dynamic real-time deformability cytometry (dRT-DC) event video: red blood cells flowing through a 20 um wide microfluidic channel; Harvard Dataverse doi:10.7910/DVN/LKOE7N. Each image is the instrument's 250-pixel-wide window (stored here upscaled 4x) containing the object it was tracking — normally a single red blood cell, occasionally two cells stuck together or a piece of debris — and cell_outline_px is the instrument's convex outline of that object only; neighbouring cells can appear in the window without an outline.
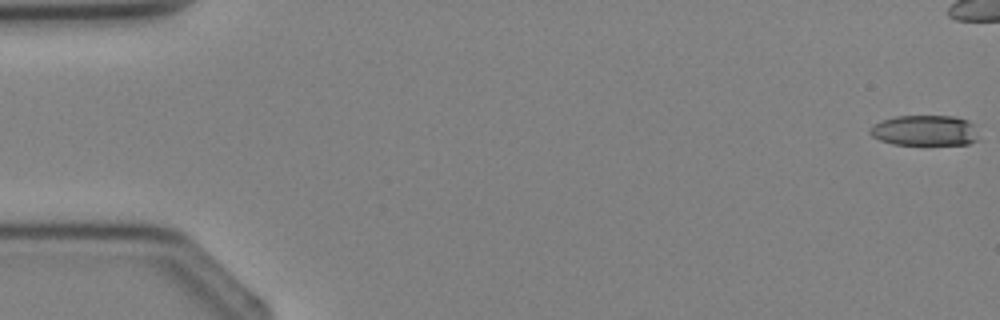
{"species": "Egyptian fruit bat (a non-hibernating species)", "species_latin": "Rousettus aegyptiacus", "temperature_condition": "cold", "stored_images_in_passage": 5, "camera_frame_rate_fps": 3000, "um_per_image_px": 0.085, "animal": {"sex": "female"}, "frame": {"image": 1, "passage_image": 1, "time_ms": 0.0, "image_size_px": [1000, 320], "cell_outline_px": [[976, 140], [968, 144], [892, 144], [880, 140], [872, 136], [868, 132], [868, 128], [872, 124], [880, 120], [896, 116], [952, 116], [968, 120], [972, 124]], "centroid_in_image_um": [78.5, 11.08], "position_along_channel_um": 6.5, "area_um2": 19.19}}